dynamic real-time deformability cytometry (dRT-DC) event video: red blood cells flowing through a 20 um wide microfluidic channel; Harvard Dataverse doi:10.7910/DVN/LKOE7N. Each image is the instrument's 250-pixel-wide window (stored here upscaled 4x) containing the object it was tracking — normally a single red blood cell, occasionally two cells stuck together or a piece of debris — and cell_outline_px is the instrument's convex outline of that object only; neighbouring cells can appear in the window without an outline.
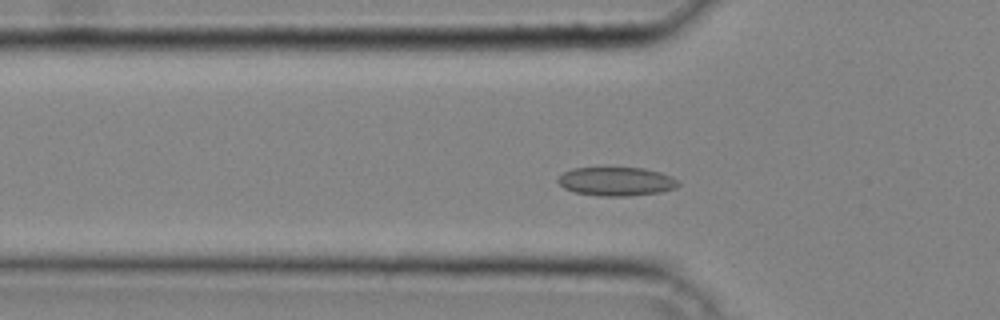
{"species": "common noctule bat (a hibernating species)", "species_latin": "Nyctalus noctula", "temperature_condition": "cold", "stored_images_in_passage": 37, "camera_frame_rate_fps": 3000, "um_per_image_px": 0.085, "animal": {"sex": "male", "body_mass_g": 20.4}, "frame": {"image": 1, "passage_image": 10, "time_ms": 3.0, "image_size_px": [1000, 320], "cell_outline_px": [[680, 184], [676, 188], [660, 192], [628, 196], [600, 196], [576, 192], [564, 188], [556, 180], [564, 172], [572, 168], [604, 164], [644, 168], [660, 172], [672, 176]], "centroid_in_image_um": [52.36, 15.36], "position_along_channel_um": 73.4, "area_um2": 21.1}}
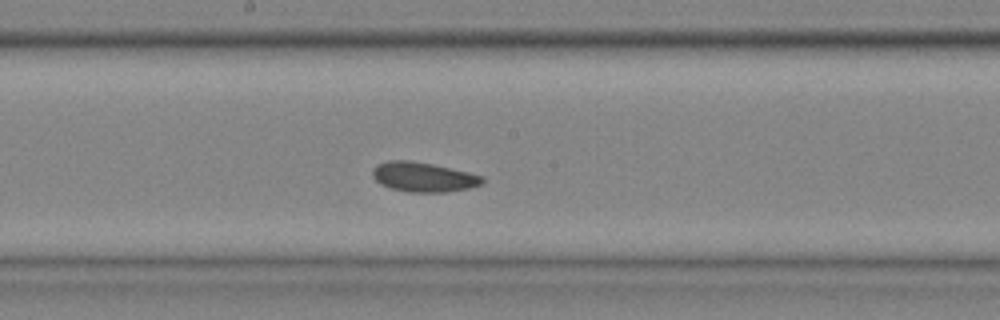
{"frame": {"image": 2, "passage_image": 19, "time_ms": 6.0, "image_size_px": [1000, 320], "cell_outline_px": [[484, 180], [480, 184], [468, 188], [448, 192], [408, 192], [392, 188], [380, 184], [372, 176], [372, 168], [376, 164], [388, 160], [408, 160], [432, 164], [468, 172], [484, 176]], "centroid_in_image_um": [35.95, 15.04], "position_along_channel_um": 212.2, "area_um2": 18.96}}
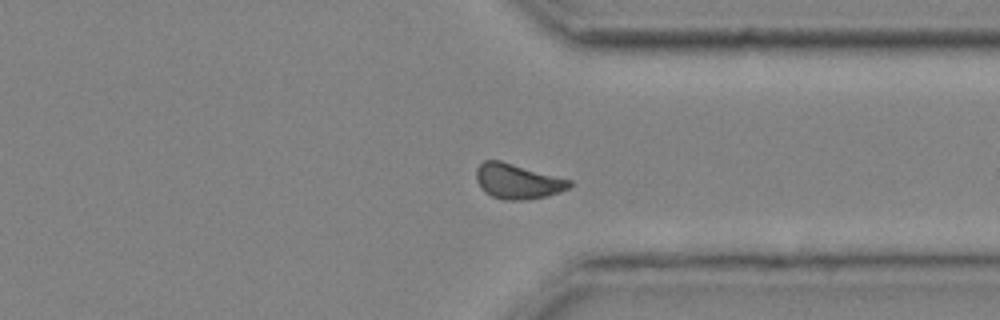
{"frame": {"image": 3, "passage_image": 29, "time_ms": 9.333, "image_size_px": [1000, 320], "cell_outline_px": [[572, 184], [568, 188], [560, 192], [548, 196], [528, 200], [504, 200], [492, 196], [484, 192], [476, 180], [476, 168], [484, 160], [500, 160], [572, 180]], "centroid_in_image_um": [43.99, 15.42], "position_along_channel_um": 367.4, "area_um2": 19.19}}